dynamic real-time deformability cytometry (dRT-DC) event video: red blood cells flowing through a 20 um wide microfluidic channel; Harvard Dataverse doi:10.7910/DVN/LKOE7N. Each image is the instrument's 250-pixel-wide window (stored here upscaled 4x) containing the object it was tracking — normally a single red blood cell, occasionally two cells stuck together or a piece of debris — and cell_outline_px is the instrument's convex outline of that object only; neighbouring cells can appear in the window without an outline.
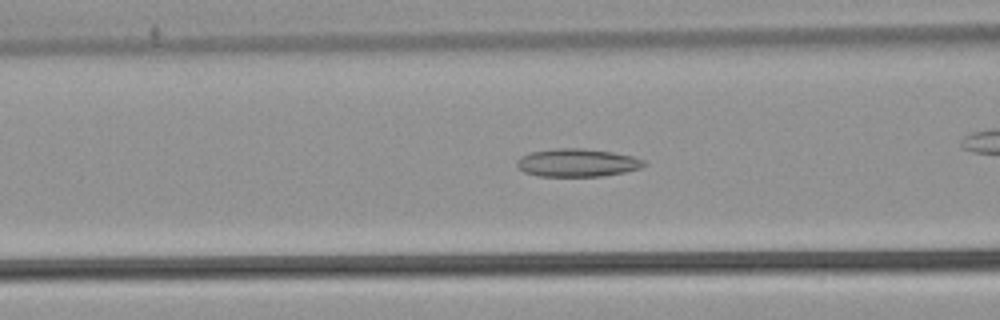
{"species": "common noctule bat (a hibernating species)", "species_latin": "Nyctalus noctula", "temperature_condition": "warm", "stored_images_in_passage": 54, "camera_frame_rate_fps": 3000, "um_per_image_px": 0.085, "animal": {"sex": "male", "body_mass_g": 21.5, "forearm_length_mm": 52.0}, "frame": {"image": 1, "passage_image": 22, "time_ms": 7.0, "image_size_px": [1000, 320], "cell_outline_px": [[648, 164], [640, 168], [624, 172], [600, 176], [540, 176], [524, 172], [516, 168], [516, 160], [520, 156], [532, 152], [556, 148], [580, 148], [612, 152], [632, 156], [644, 160]], "centroid_in_image_um": [49.04, 13.83], "position_along_channel_um": 117.6, "area_um2": 20.75}}
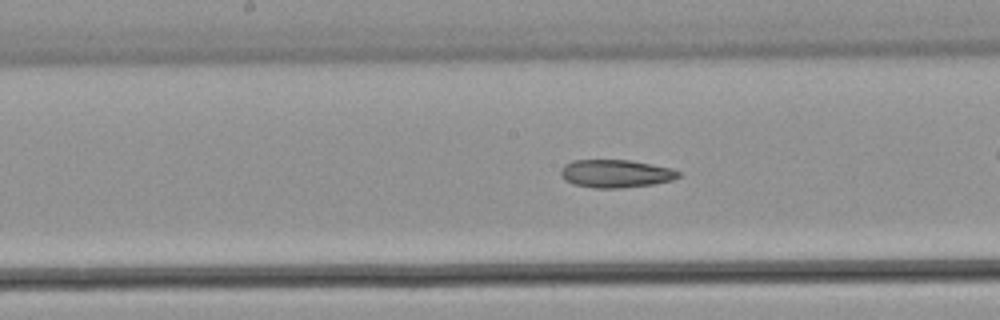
{"frame": {"image": 2, "passage_image": 28, "time_ms": 9.0, "image_size_px": [1000, 320], "cell_outline_px": [[680, 176], [672, 180], [652, 184], [620, 188], [592, 188], [572, 184], [564, 180], [560, 176], [560, 168], [564, 164], [572, 160], [628, 160], [652, 164], [672, 168], [680, 172]], "centroid_in_image_um": [52.28, 14.75], "position_along_channel_um": 195.9, "area_um2": 19.36}}
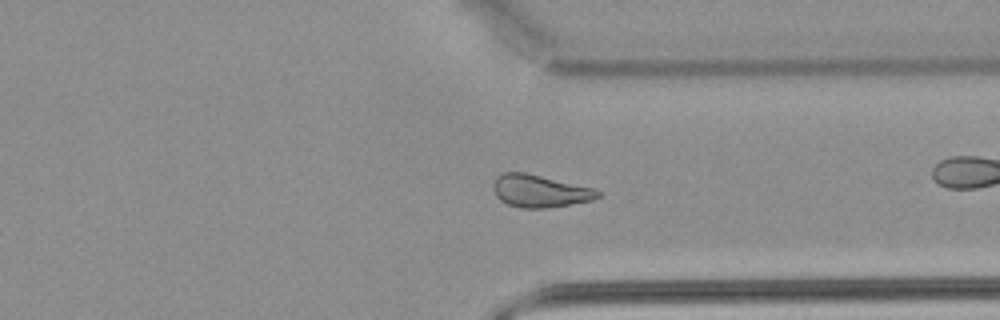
{"frame": {"image": 3, "passage_image": 41, "time_ms": 13.333, "image_size_px": [1000, 320], "cell_outline_px": [[600, 196], [592, 200], [544, 208], [520, 208], [508, 204], [500, 200], [496, 196], [492, 188], [492, 184], [496, 176], [504, 172], [524, 172], [592, 188], [600, 192]], "centroid_in_image_um": [45.81, 16.23], "position_along_channel_um": 365.6, "area_um2": 19.54}}